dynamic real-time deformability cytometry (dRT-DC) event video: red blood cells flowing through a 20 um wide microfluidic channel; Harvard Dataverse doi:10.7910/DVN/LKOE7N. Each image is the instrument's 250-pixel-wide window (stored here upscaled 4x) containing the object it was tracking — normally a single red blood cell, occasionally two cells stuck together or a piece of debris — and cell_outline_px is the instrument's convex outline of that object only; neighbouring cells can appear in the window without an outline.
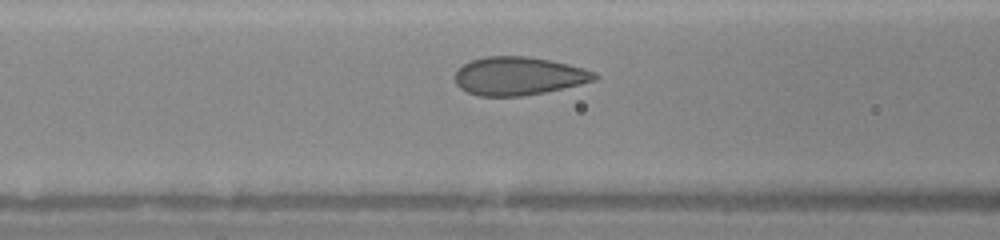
{"species": "human", "species_latin": "Homo sapiens", "temperature_condition": "warm", "stored_images_in_passage": 32, "camera_frame_rate_fps": 3000, "um_per_image_px": 0.085, "donor": {"sex": "female"}, "frame": {"image": 1, "passage_image": 11, "time_ms": 3.333, "image_size_px": [1000, 240], "cell_outline_px": [[600, 76], [596, 80], [580, 84], [544, 92], [520, 96], [480, 96], [468, 92], [460, 88], [456, 84], [456, 72], [464, 64], [472, 60], [484, 56], [528, 56], [568, 64], [584, 68], [596, 72]], "centroid_in_image_um": [44.1, 6.46], "position_along_channel_um": 122.5, "area_um2": 30.98}}
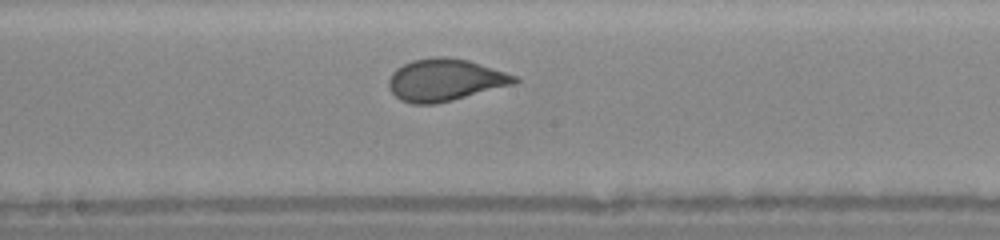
{"frame": {"image": 2, "passage_image": 17, "time_ms": 5.333, "image_size_px": [1000, 240], "cell_outline_px": [[520, 80], [516, 84], [436, 104], [412, 104], [400, 100], [388, 88], [388, 80], [392, 72], [396, 68], [412, 60], [432, 56], [448, 56], [468, 60], [516, 76]], "centroid_in_image_um": [37.8, 6.79], "position_along_channel_um": 210.4, "area_um2": 31.04}}
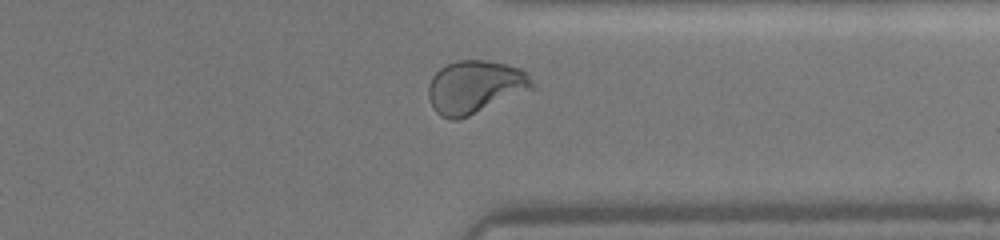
{"frame": {"image": 3, "passage_image": 28, "time_ms": 9.0, "image_size_px": [1000, 240], "cell_outline_px": [[536, 88], [468, 116], [456, 120], [452, 120], [440, 116], [432, 108], [428, 96], [428, 84], [432, 76], [440, 68], [448, 64], [460, 60], [488, 60], [520, 68], [524, 72]], "centroid_in_image_um": [40.34, 7.4], "position_along_channel_um": 371.1, "area_um2": 31.91}}